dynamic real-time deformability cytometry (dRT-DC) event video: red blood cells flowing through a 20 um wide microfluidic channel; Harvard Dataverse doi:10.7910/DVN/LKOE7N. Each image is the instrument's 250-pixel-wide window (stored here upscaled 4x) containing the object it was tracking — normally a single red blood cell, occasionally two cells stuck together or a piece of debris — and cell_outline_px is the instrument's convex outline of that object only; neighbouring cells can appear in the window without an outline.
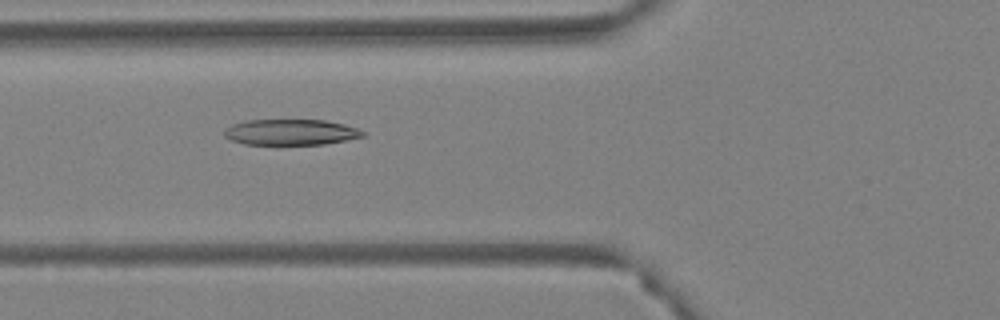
{"species": "Egyptian fruit bat (a non-hibernating species)", "species_latin": "Rousettus aegyptiacus", "temperature_condition": "warm", "stored_images_in_passage": 55, "camera_frame_rate_fps": 3000, "um_per_image_px": 0.085, "animal": {"sex": "female"}, "frame": {"image": 1, "passage_image": 20, "time_ms": 6.333, "image_size_px": [1000, 320], "cell_outline_px": [[364, 136], [324, 144], [244, 144], [232, 140], [224, 136], [224, 128], [232, 124], [244, 120], [324, 120], [344, 124], [356, 128], [364, 132]], "centroid_in_image_um": [24.66, 11.22], "position_along_channel_um": 101.1, "area_um2": 20.69}}
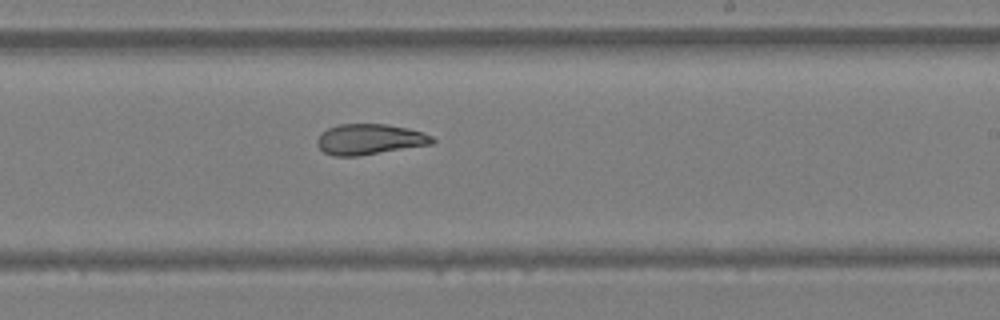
{"frame": {"image": 2, "passage_image": 33, "time_ms": 10.667, "image_size_px": [1000, 320], "cell_outline_px": [[436, 140], [432, 144], [356, 156], [336, 156], [324, 152], [316, 144], [316, 140], [320, 132], [328, 128], [340, 124], [384, 124], [408, 128], [424, 132], [432, 136]], "centroid_in_image_um": [31.4, 11.83], "position_along_channel_um": 257.6, "area_um2": 20.52}}
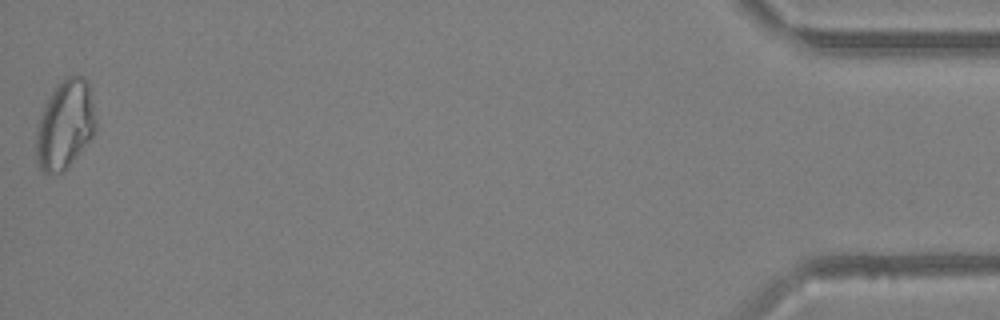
{"frame": {"image": 3, "passage_image": 55, "time_ms": 18.0, "image_size_px": [1000, 320], "cell_outline_px": [[96, 128], [92, 136], [68, 168], [64, 172], [48, 176], [40, 168], [36, 160], [36, 128], [44, 104], [56, 84], [64, 76], [84, 76], [88, 80], [96, 120]], "centroid_in_image_um": [5.51, 10.61], "position_along_channel_um": 429.7, "area_um2": 31.39}, "authors_computed_cell_mechanics": {"area_um2": 23.987, "velocity_mm_per_s": 3.6178, "shape_relaxation_time_tau1_ms": null, "shape_relaxation_time_tau2_ms": 4.2098, "deformation_change_tau1": null, "deformation_change_tau2": 0.1148}}